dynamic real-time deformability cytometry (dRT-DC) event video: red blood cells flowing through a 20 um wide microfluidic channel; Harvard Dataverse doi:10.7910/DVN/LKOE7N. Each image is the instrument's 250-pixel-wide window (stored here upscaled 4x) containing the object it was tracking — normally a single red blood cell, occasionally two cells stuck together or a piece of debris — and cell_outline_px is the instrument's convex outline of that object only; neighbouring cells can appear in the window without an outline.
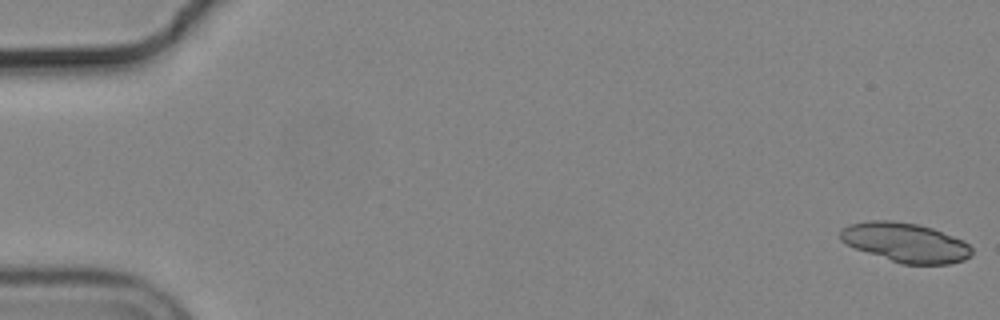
{"species": "common noctule bat (a hibernating species)", "species_latin": "Nyctalus noctula", "temperature_condition": "cold", "stored_images_in_passage": 35, "segment_of_instrument_passage": [1, 2], "camera_frame_rate_fps": 3000, "um_per_image_px": 0.085, "animal": {"sex": "male", "body_mass_g": 19.2, "forearm_length_mm": 51.8}, "frame": {"image": 1, "passage_image": 1, "time_ms": 0.0, "image_size_px": [1000, 320], "cell_outline_px": [[972, 252], [964, 260], [948, 264], [900, 264], [856, 248], [840, 240], [840, 232], [848, 224], [872, 220], [892, 220], [916, 224], [932, 228], [964, 240], [972, 248]], "centroid_in_image_um": [76.97, 20.61], "position_along_channel_um": 8.0, "area_um2": 29.94}}